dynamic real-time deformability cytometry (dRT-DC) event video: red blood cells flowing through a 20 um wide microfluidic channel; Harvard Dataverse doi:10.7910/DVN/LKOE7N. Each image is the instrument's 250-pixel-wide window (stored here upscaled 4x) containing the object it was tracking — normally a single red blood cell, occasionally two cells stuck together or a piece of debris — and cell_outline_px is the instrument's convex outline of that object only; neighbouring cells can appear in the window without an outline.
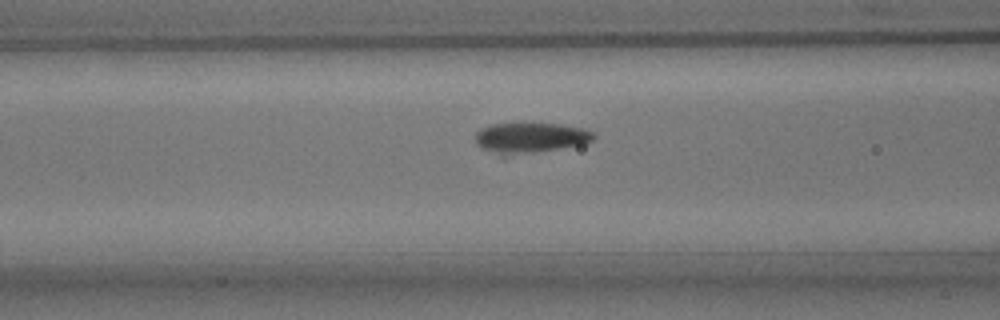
{"species": "common noctule bat (a hibernating species)", "species_latin": "Nyctalus noctula", "temperature_condition": "room temperature", "stored_images_in_passage": 43, "camera_frame_rate_fps": 3000, "um_per_image_px": 0.085, "animal": {"sex": "male", "body_mass_g": 15.6}, "frame": {"image": 1, "passage_image": 12, "time_ms": 3.667, "image_size_px": [1000, 320], "cell_outline_px": [[596, 136], [592, 140], [580, 144], [532, 152], [504, 156], [500, 156], [480, 148], [476, 144], [476, 132], [480, 128], [492, 124], [560, 124], [584, 128], [592, 132]], "centroid_in_image_um": [45.0, 11.71], "position_along_channel_um": 121.6, "area_um2": 20.63}}
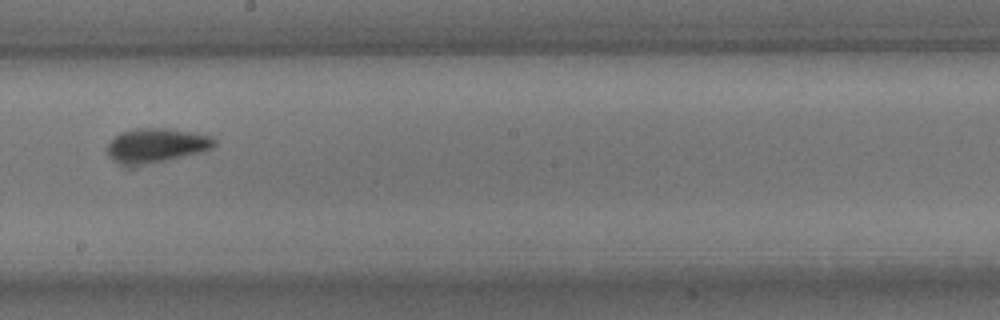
{"frame": {"image": 2, "passage_image": 21, "time_ms": 6.667, "image_size_px": [1000, 320], "cell_outline_px": [[216, 144], [212, 148], [200, 152], [136, 168], [124, 168], [112, 160], [108, 156], [108, 144], [120, 132], [136, 128], [168, 128], [196, 132], [212, 136], [216, 140]], "centroid_in_image_um": [13.25, 12.4], "position_along_channel_um": 235.0, "area_um2": 22.2}}
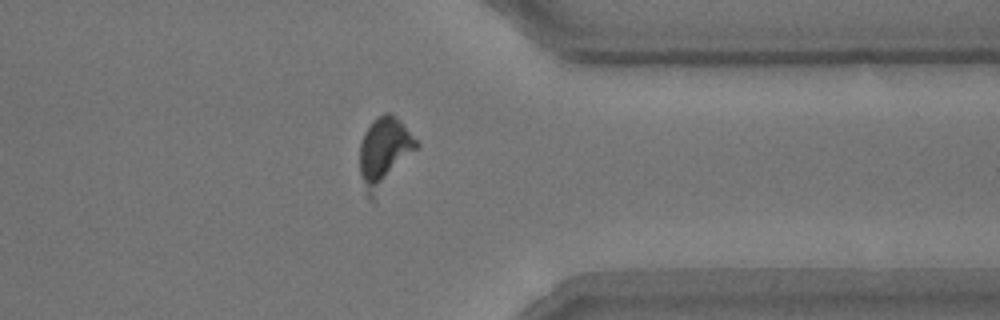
{"frame": {"image": 3, "passage_image": 33, "time_ms": 10.667, "image_size_px": [1000, 320], "cell_outline_px": [[420, 148], [376, 200], [372, 200], [364, 192], [360, 172], [360, 144], [364, 132], [372, 120], [384, 112], [388, 112], [400, 120], [420, 144]], "centroid_in_image_um": [32.7, 13.01], "position_along_channel_um": 378.7, "area_um2": 23.99}, "authors_computed_cell_mechanics": {"area_um2": 20.9814, "velocity_mm_per_s": 3.7753, "shape_relaxation_time_tau1_ms": 2.0697, "shape_relaxation_time_tau2_ms": 0.7794, "deformation_change_tau1": 0.1149, "deformation_change_tau2": 0.0633}}